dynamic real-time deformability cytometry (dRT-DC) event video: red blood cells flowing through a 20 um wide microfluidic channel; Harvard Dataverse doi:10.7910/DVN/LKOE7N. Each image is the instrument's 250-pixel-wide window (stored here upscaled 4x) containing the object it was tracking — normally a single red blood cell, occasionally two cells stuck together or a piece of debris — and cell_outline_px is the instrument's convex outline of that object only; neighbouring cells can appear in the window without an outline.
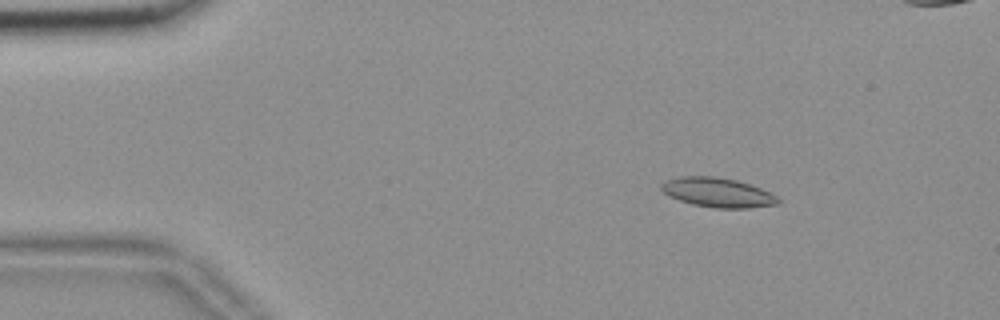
{"species": "common noctule bat (a hibernating species)", "species_latin": "Nyctalus noctula", "temperature_condition": "room temperature", "stored_images_in_passage": 49, "segment_of_instrument_passage": [1, 2], "camera_frame_rate_fps": 3000, "um_per_image_px": 0.085, "animal": {"sex": "female", "body_mass_g": 18.4}, "frame": {"image": 1, "passage_image": 1, "time_ms": 0.0, "image_size_px": [1000, 320], "cell_outline_px": [[780, 204], [748, 208], [712, 208], [692, 204], [668, 196], [660, 188], [660, 184], [668, 180], [680, 176], [712, 176], [736, 180], [760, 188], [776, 196], [780, 200]], "centroid_in_image_um": [60.99, 16.37], "position_along_channel_um": 24.0, "area_um2": 19.94}}
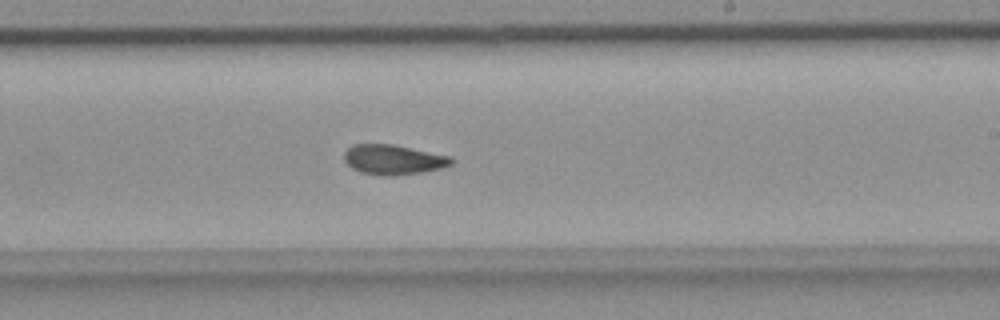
{"frame": {"image": 2, "passage_image": 26, "time_ms": 8.333, "image_size_px": [1000, 320], "cell_outline_px": [[456, 160], [452, 164], [440, 168], [420, 172], [396, 176], [380, 176], [360, 172], [352, 168], [344, 160], [344, 152], [352, 144], [392, 144], [452, 156]], "centroid_in_image_um": [33.44, 13.57], "position_along_channel_um": 255.6, "area_um2": 18.84}}
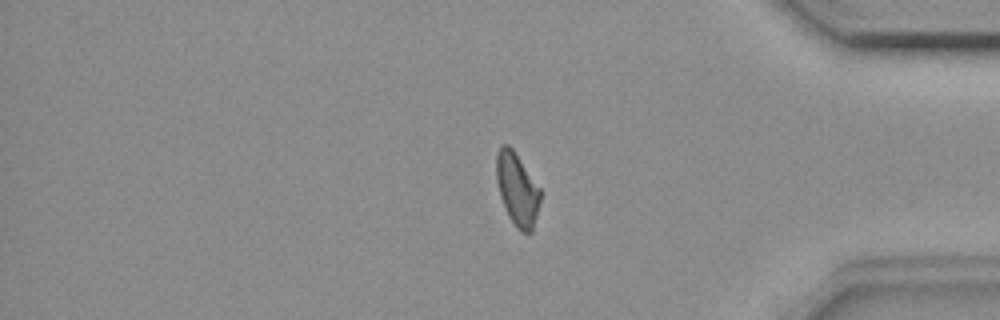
{"frame": {"image": 3, "passage_image": 39, "time_ms": 12.667, "image_size_px": [1000, 320], "cell_outline_px": [[540, 200], [532, 232], [528, 236], [520, 232], [516, 228], [508, 216], [500, 196], [496, 180], [496, 152], [500, 144], [508, 144], [512, 148], [540, 188]], "centroid_in_image_um": [43.94, 16.11], "position_along_channel_um": 391.3, "area_um2": 18.79}}